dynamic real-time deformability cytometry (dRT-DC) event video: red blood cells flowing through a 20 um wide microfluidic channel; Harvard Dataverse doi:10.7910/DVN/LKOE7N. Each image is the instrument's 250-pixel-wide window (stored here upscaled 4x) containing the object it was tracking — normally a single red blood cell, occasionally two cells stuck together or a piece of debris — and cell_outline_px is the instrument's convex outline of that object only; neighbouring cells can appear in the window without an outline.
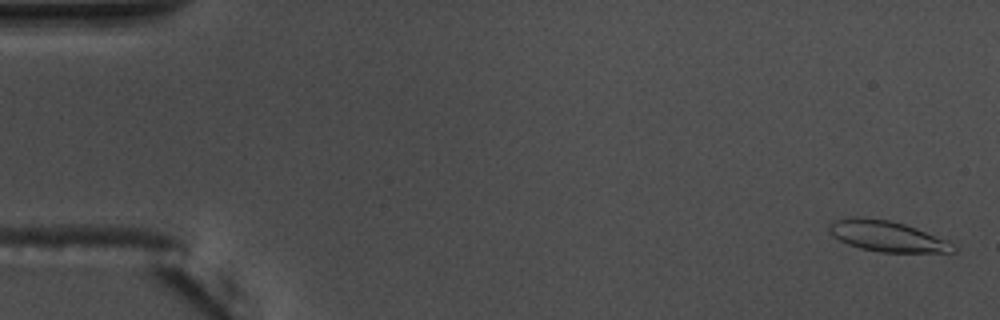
{"species": "common noctule bat (a hibernating species)", "species_latin": "Nyctalus noctula", "temperature_condition": "warm", "stored_images_in_passage": 58, "camera_frame_rate_fps": 3000, "um_per_image_px": 0.085, "animal": {"sex": "male", "body_mass_g": 17.5, "forearm_length_mm": 52.3}, "frame": {"image": 1, "passage_image": 2, "time_ms": 0.333, "image_size_px": [1000, 320], "cell_outline_px": [[956, 252], [880, 252], [860, 248], [848, 244], [832, 236], [828, 228], [828, 224], [836, 220], [848, 216], [856, 216], [888, 220], [904, 224], [916, 228], [948, 240], [956, 248]], "centroid_in_image_um": [75.37, 20.07], "position_along_channel_um": 9.6, "area_um2": 22.2}}
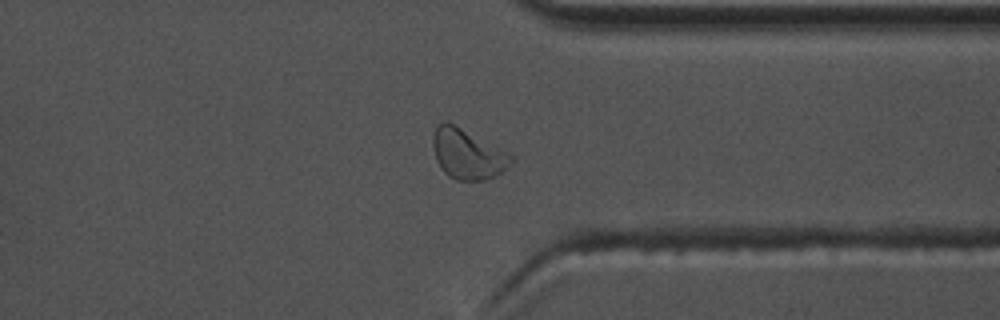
{"frame": {"image": 2, "passage_image": 44, "time_ms": 14.333, "image_size_px": [1000, 320], "cell_outline_px": [[516, 156], [496, 176], [484, 180], [456, 180], [448, 176], [440, 168], [436, 160], [432, 144], [432, 140], [436, 128], [444, 120]], "centroid_in_image_um": [39.72, 13.12], "position_along_channel_um": 371.7, "area_um2": 22.37}, "authors_computed_cell_mechanics": {"area_um2": 21.097, "velocity_mm_per_s": 3.6466, "shape_relaxation_time_tau1_ms": 3.6744, "shape_relaxation_time_tau2_ms": 1.2597, "deformation_change_tau1": 0.1461, "deformation_change_tau2": 0.0604}}